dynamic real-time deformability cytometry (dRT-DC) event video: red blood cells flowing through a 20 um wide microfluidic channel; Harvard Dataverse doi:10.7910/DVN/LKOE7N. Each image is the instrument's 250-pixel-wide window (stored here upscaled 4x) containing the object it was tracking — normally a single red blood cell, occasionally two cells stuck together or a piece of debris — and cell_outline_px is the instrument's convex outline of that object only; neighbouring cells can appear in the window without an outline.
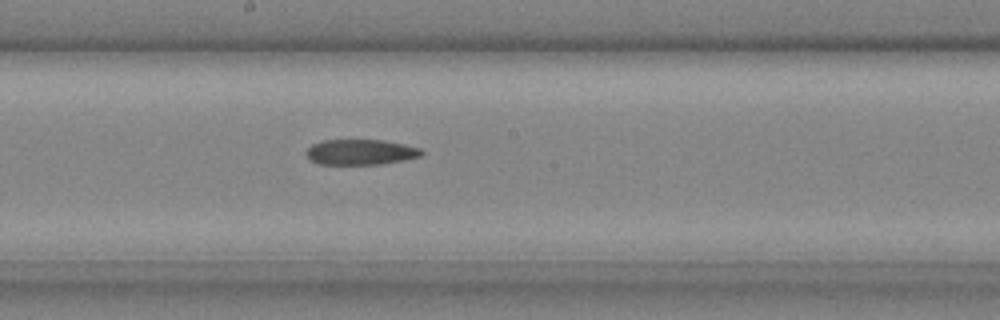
{"species": "common noctule bat (a hibernating species)", "species_latin": "Nyctalus noctula", "temperature_condition": "cold", "stored_images_in_passage": 32, "camera_frame_rate_fps": 3000, "um_per_image_px": 0.085, "animal": {"sex": "male", "body_mass_g": 20.4}, "frame": {"image": 1, "passage_image": 19, "time_ms": 6.0, "image_size_px": [1000, 320], "cell_outline_px": [[424, 152], [420, 156], [404, 160], [380, 164], [316, 164], [308, 160], [304, 152], [312, 144], [320, 140], [384, 140], [404, 144], [420, 148]], "centroid_in_image_um": [30.59, 12.93], "position_along_channel_um": 217.6, "area_um2": 17.28}}